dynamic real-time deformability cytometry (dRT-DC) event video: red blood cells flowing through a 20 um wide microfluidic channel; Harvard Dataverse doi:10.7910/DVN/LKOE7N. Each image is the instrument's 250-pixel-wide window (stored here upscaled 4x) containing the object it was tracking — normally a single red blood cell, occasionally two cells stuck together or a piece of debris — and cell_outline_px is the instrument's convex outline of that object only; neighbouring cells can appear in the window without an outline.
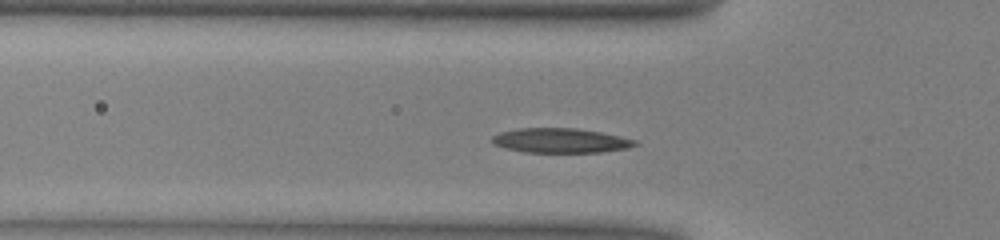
{"species": "common noctule bat (a hibernating species)", "species_latin": "Nyctalus noctula", "temperature_condition": "warm", "stored_images_in_passage": 38, "camera_frame_rate_fps": 3000, "um_per_image_px": 0.085, "animal": {"sex": "male", "body_mass_g": 13.0, "forearm_length_mm": 53.1}, "frame": {"image": 1, "passage_image": 3, "time_ms": 0.667, "image_size_px": [1000, 240], "cell_outline_px": [[640, 144], [628, 148], [600, 152], [524, 152], [504, 148], [492, 144], [492, 136], [500, 132], [516, 128], [576, 128], [600, 132], [620, 136], [636, 140]], "centroid_in_image_um": [47.63, 11.94], "position_along_channel_um": 78.2, "area_um2": 20.58}}
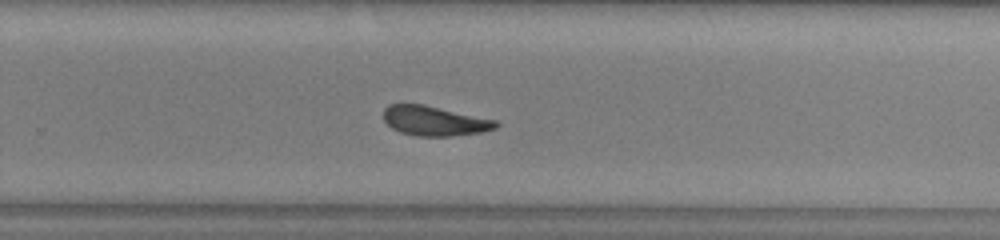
{"frame": {"image": 2, "passage_image": 19, "time_ms": 6.0, "image_size_px": [1000, 240], "cell_outline_px": [[500, 124], [496, 128], [480, 132], [452, 136], [416, 136], [400, 132], [392, 128], [384, 120], [384, 108], [388, 104], [424, 104], [496, 120]], "centroid_in_image_um": [36.92, 10.27], "position_along_channel_um": 292.9, "area_um2": 19.42}}
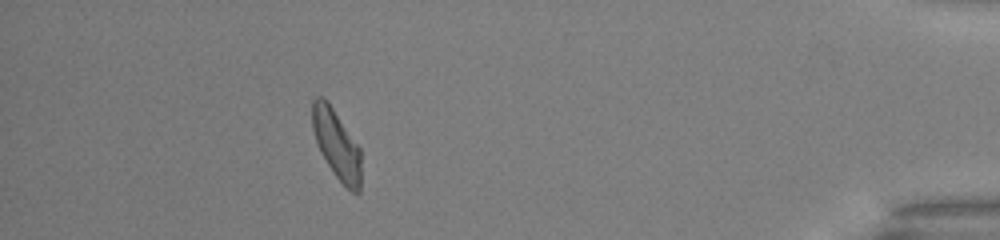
{"frame": {"image": 3, "passage_image": 32, "time_ms": 10.333, "image_size_px": [1000, 240], "cell_outline_px": [[360, 192], [352, 192], [336, 176], [320, 152], [312, 128], [312, 100], [316, 96], [324, 96], [328, 100], [360, 148]], "centroid_in_image_um": [28.59, 12.2], "position_along_channel_um": 406.6, "area_um2": 19.54}, "authors_computed_cell_mechanics": {"area_um2": 19.8832, "velocity_mm_per_s": 4.0359, "shape_relaxation_time_tau1_ms": 3.7338, "shape_relaxation_time_tau2_ms": 2.707, "deformation_change_tau1": 0.1445, "deformation_change_tau2": 0.0923}}